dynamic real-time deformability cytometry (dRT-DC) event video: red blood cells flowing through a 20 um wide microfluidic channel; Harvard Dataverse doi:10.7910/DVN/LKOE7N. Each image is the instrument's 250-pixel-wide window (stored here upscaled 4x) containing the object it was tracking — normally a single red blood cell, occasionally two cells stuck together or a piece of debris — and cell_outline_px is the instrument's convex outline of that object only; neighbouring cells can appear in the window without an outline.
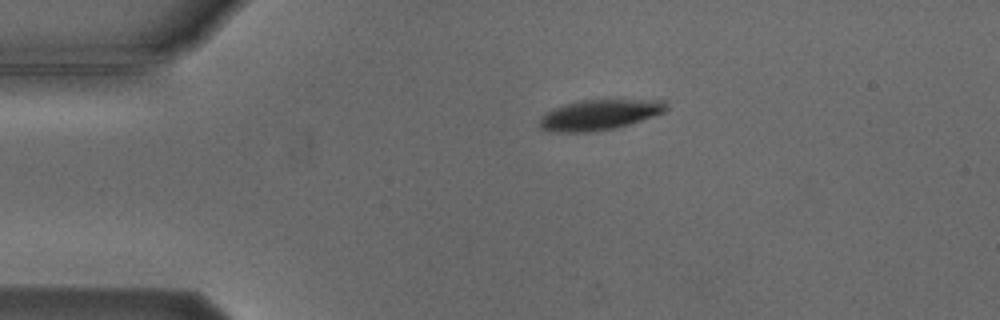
{"species": "Egyptian fruit bat (a non-hibernating species)", "species_latin": "Rousettus aegyptiacus", "temperature_condition": "cold", "stored_images_in_passage": 2, "camera_frame_rate_fps": 3000, "um_per_image_px": 0.085, "animal": {"sex": "male"}, "frame": {"image": 1, "passage_image": 1, "time_ms": 0.0, "image_size_px": [1000, 320], "cell_outline_px": [[668, 108], [664, 112], [616, 128], [596, 132], [556, 132], [540, 128], [540, 116], [544, 112], [552, 108], [564, 104], [580, 100], [620, 96], [668, 100]], "centroid_in_image_um": [51.03, 9.68], "position_along_channel_um": 34.0, "area_um2": 23.81}}